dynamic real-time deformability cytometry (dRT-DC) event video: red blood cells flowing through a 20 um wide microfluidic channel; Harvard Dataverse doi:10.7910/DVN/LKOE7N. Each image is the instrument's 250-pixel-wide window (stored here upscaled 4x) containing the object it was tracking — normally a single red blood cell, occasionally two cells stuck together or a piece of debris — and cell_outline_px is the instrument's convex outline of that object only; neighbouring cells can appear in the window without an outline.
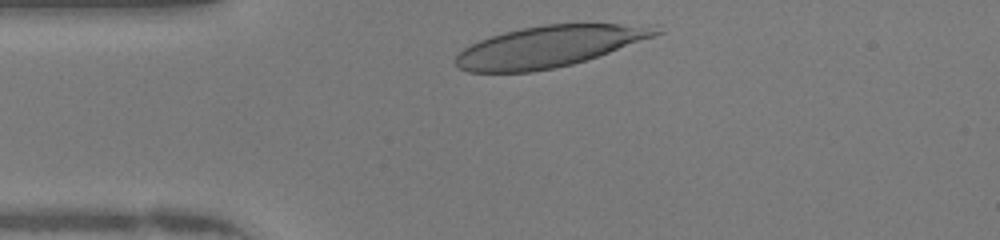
{"species": "human", "species_latin": "Homo sapiens", "temperature_condition": "warm", "stored_images_in_passage": 29, "camera_frame_rate_fps": 3000, "um_per_image_px": 0.085, "donor": {"sex": "female"}, "frame": {"image": 1, "passage_image": 2, "time_ms": 0.333, "image_size_px": [1000, 240], "cell_outline_px": [[664, 32], [608, 52], [572, 64], [556, 68], [532, 72], [468, 72], [460, 68], [456, 64], [456, 56], [464, 48], [480, 40], [504, 32], [520, 28], [544, 24], [660, 24]], "centroid_in_image_um": [46.7, 3.94], "position_along_channel_um": 38.3, "area_um2": 47.86}}
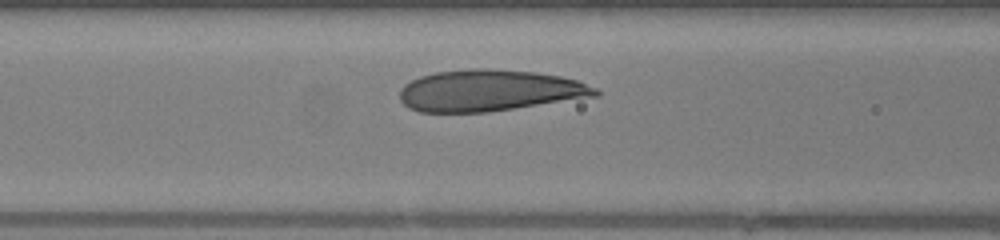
{"frame": {"image": 2, "passage_image": 10, "time_ms": 3.0, "image_size_px": [1000, 240], "cell_outline_px": [[600, 96], [488, 112], [420, 112], [408, 108], [400, 100], [400, 88], [404, 84], [420, 76], [436, 72], [476, 68], [488, 68], [532, 72], [560, 76], [576, 80], [596, 88], [600, 92]], "centroid_in_image_um": [41.6, 7.7], "position_along_channel_um": 125.0, "area_um2": 47.34}}
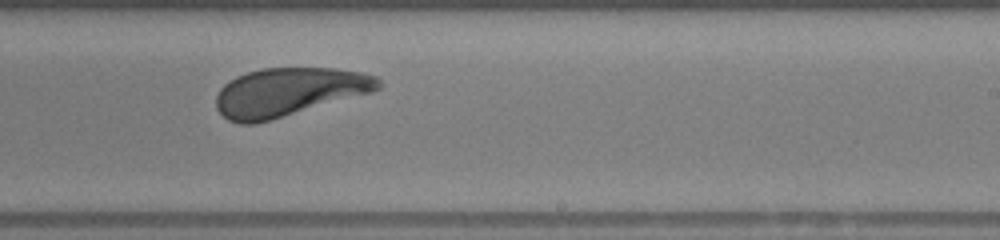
{"frame": {"image": 3, "passage_image": 20, "time_ms": 6.333, "image_size_px": [1000, 240], "cell_outline_px": [[384, 84], [380, 88], [372, 92], [256, 124], [240, 124], [228, 120], [216, 108], [216, 96], [220, 88], [224, 84], [236, 76], [260, 68], [336, 68], [360, 72], [376, 76]], "centroid_in_image_um": [24.54, 7.82], "position_along_channel_um": 264.5, "area_um2": 45.78}, "authors_computed_cell_mechanics": {"area_um2": 47.1648, "velocity_mm_per_s": 4.1924, "shape_relaxation_time_tau1_ms": 2.4786, "shape_relaxation_time_tau2_ms": 1.6874, "deformation_change_tau1": 0.1478, "deformation_change_tau2": 0.0999}}